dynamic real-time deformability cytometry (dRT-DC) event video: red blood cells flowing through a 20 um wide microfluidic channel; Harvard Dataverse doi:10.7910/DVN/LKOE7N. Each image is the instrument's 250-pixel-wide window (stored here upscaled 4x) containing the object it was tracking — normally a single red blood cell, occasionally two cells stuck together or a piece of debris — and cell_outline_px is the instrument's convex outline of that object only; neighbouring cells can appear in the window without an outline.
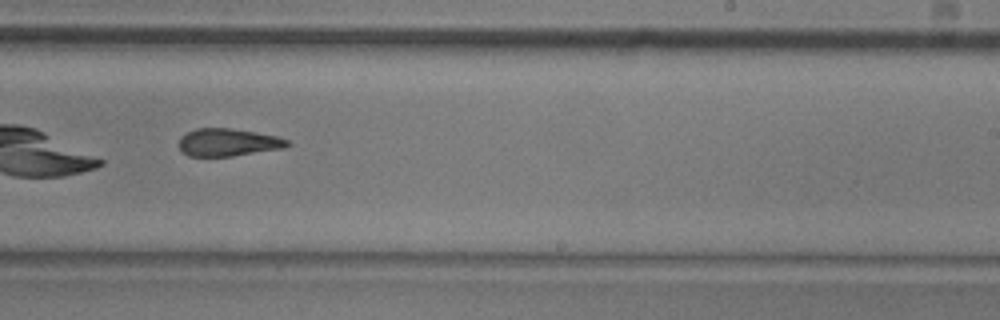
{"species": "common noctule bat (a hibernating species)", "species_latin": "Nyctalus noctula", "temperature_condition": "room temperature", "stored_images_in_passage": 38, "camera_frame_rate_fps": 3000, "um_per_image_px": 0.085, "animal": {"sex": "male", "body_mass_g": 20.5, "forearm_length_mm": 52.5}, "frame": {"image": 1, "passage_image": 17, "time_ms": 5.333, "image_size_px": [1000, 320], "cell_outline_px": [[292, 144], [284, 148], [232, 156], [188, 156], [180, 152], [180, 136], [196, 128], [228, 128], [256, 132], [276, 136], [288, 140]], "centroid_in_image_um": [19.38, 12.1], "position_along_channel_um": 269.6, "area_um2": 17.46}, "authors_computed_cell_mechanics": {"area_um2": 18.1781, "velocity_mm_per_s": 3.7903, "shape_relaxation_time_tau1_ms": null, "shape_relaxation_time_tau2_ms": 3.7352, "deformation_change_tau1": null, "deformation_change_tau2": 0.123}}